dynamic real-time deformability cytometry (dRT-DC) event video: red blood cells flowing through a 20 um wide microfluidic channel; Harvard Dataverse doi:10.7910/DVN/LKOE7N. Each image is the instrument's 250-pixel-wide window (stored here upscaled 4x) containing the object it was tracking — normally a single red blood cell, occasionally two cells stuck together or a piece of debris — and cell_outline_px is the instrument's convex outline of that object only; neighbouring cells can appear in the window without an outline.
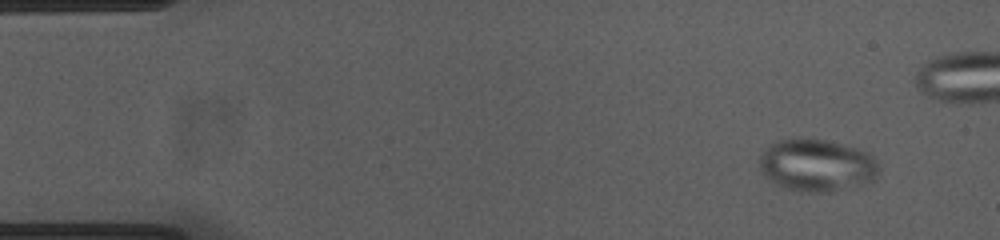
{"species": "common noctule bat (a hibernating species)", "species_latin": "Nyctalus noctula", "temperature_condition": "cold", "stored_images_in_passage": 55, "camera_frame_rate_fps": 3000, "um_per_image_px": 0.085, "animal": {"sex": "female", "body_mass_g": 23.0, "forearm_length_mm": 53.4}, "frame": {"image": 1, "passage_image": 4, "time_ms": 1.0, "image_size_px": [1000, 240], "cell_outline_px": [[880, 168], [876, 176], [872, 180], [828, 192], [808, 192], [780, 188], [764, 176], [760, 168], [760, 156], [768, 144], [776, 140], [796, 136], [824, 140], [856, 148], [868, 152], [880, 164]], "centroid_in_image_um": [69.36, 14.02], "position_along_channel_um": 15.6, "area_um2": 36.7}}
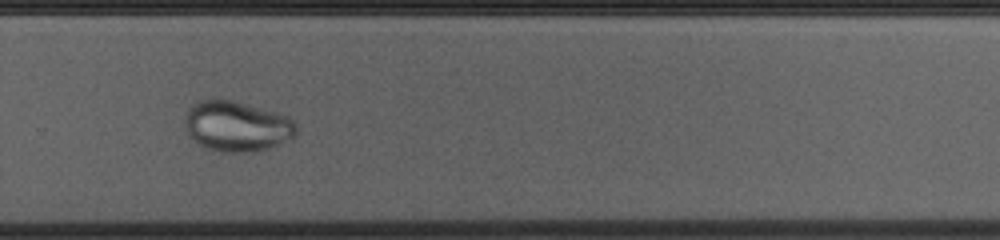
{"frame": {"image": 2, "passage_image": 36, "time_ms": 11.667, "image_size_px": [1000, 240], "cell_outline_px": [[296, 132], [292, 136], [268, 148], [248, 152], [224, 152], [204, 148], [196, 144], [184, 128], [184, 116], [188, 108], [196, 100], [232, 100], [276, 112], [288, 116], [296, 124]], "centroid_in_image_um": [20.04, 10.72], "position_along_channel_um": 309.8, "area_um2": 32.66}}
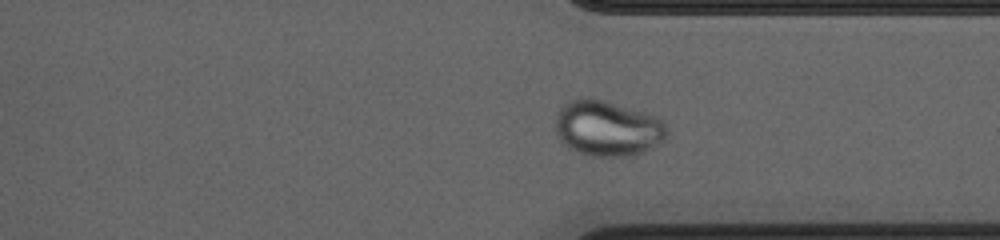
{"frame": {"image": 3, "passage_image": 40, "time_ms": 13.0, "image_size_px": [1000, 240], "cell_outline_px": [[668, 136], [660, 144], [644, 152], [628, 156], [592, 156], [568, 148], [560, 140], [556, 132], [556, 120], [560, 108], [568, 100], [580, 96], [592, 96], [644, 112], [656, 116], [668, 128]], "centroid_in_image_um": [51.64, 10.88], "position_along_channel_um": 359.8, "area_um2": 36.53}}